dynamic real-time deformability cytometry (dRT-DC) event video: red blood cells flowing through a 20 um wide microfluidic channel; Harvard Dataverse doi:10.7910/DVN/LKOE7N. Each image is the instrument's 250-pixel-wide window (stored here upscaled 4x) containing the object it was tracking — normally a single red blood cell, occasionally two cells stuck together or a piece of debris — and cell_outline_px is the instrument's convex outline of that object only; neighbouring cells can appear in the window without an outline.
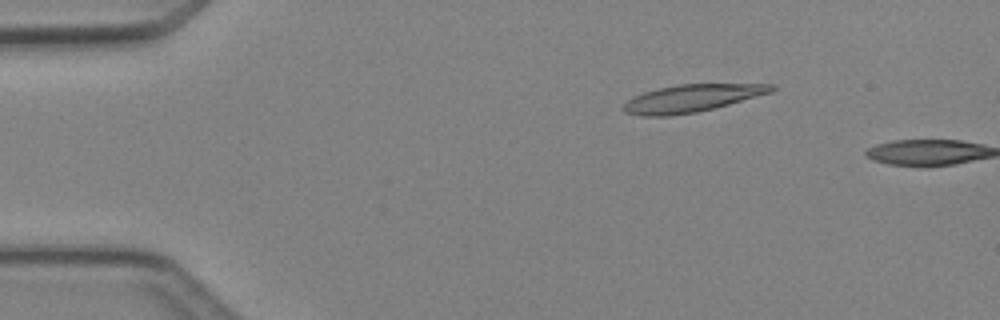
{"species": "Egyptian fruit bat (a non-hibernating species)", "species_latin": "Rousettus aegyptiacus", "temperature_condition": "cold", "stored_images_in_passage": 4, "camera_frame_rate_fps": 3000, "um_per_image_px": 0.085, "animal": {"sex": "female"}, "frame": {"image": 1, "passage_image": 3, "time_ms": 2.333, "image_size_px": [1000, 320], "cell_outline_px": [[776, 88], [772, 92], [728, 104], [696, 112], [668, 116], [640, 116], [624, 112], [620, 108], [628, 100], [644, 92], [660, 88], [680, 84], [772, 84]], "centroid_in_image_um": [58.76, 8.36], "position_along_channel_um": 26.2, "area_um2": 23.35}}